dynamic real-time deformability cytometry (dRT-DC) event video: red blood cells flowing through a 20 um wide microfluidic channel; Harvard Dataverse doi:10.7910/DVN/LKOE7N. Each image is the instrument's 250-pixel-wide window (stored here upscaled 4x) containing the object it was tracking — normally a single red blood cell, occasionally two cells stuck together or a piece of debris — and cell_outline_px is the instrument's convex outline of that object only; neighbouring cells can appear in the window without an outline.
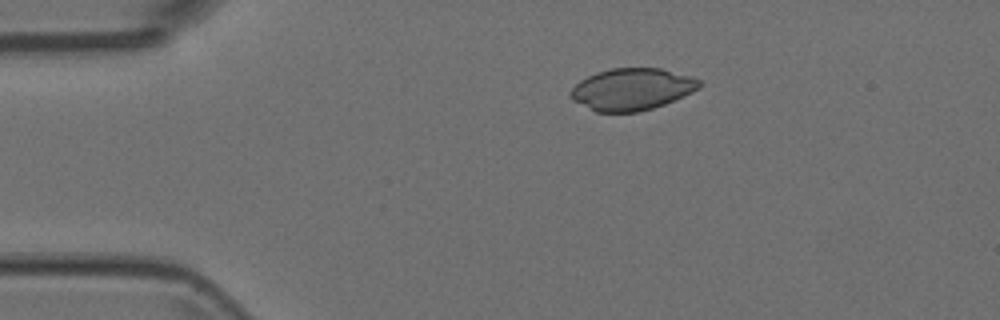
{"species": "Egyptian fruit bat (a non-hibernating species)", "species_latin": "Rousettus aegyptiacus", "temperature_condition": "room temperature", "stored_images_in_passage": 4, "camera_frame_rate_fps": 3000, "um_per_image_px": 0.085, "animal": {"sex": "female"}, "frame": {"image": 1, "passage_image": 1, "time_ms": 0.0, "image_size_px": [1000, 320], "cell_outline_px": [[704, 84], [700, 88], [692, 92], [664, 104], [652, 108], [636, 112], [596, 112], [572, 100], [568, 96], [568, 92], [580, 80], [596, 72], [612, 68], [660, 68], [692, 76], [700, 80]], "centroid_in_image_um": [53.7, 7.58], "position_along_channel_um": 31.3, "area_um2": 31.56}}
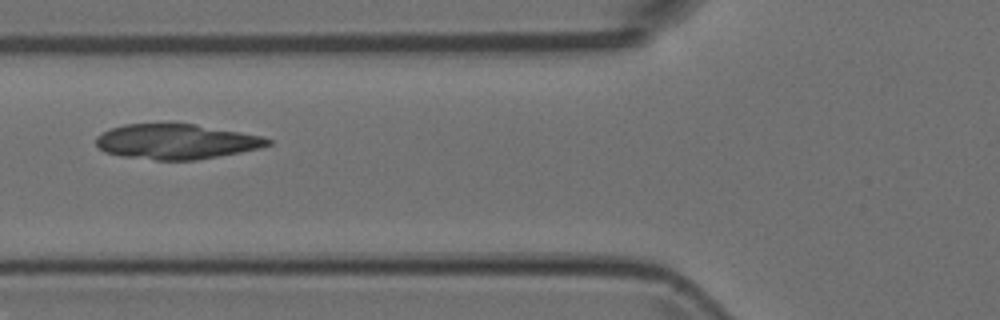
{"frame": {"image": 2, "passage_image": 4, "time_ms": 1.0, "image_size_px": [1000, 320], "cell_outline_px": [[272, 144], [260, 148], [240, 152], [196, 160], [156, 160], [120, 156], [104, 152], [96, 144], [96, 136], [112, 128], [124, 124], [196, 124], [264, 136], [272, 140]], "centroid_in_image_um": [15.0, 12.04], "position_along_channel_um": 110.8, "area_um2": 35.08}}